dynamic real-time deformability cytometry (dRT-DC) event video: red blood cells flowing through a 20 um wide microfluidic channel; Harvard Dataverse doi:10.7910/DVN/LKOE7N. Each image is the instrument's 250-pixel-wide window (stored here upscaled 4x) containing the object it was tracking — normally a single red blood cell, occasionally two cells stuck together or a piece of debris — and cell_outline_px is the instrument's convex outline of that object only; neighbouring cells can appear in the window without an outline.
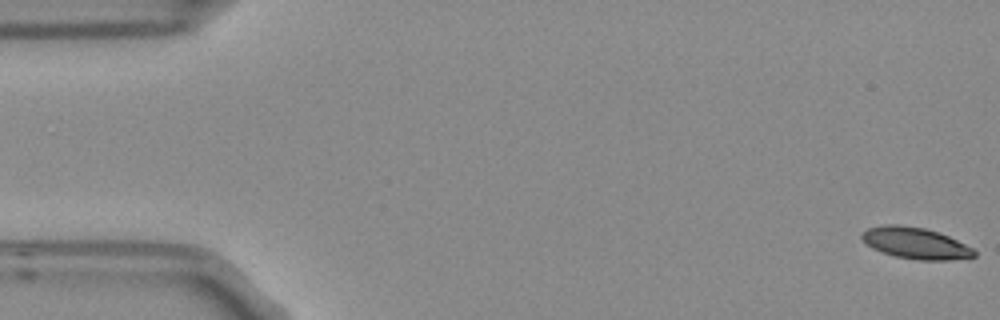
{"species": "Egyptian fruit bat (a non-hibernating species)", "species_latin": "Rousettus aegyptiacus", "temperature_condition": "room temperature", "stored_images_in_passage": 4, "camera_frame_rate_fps": 3000, "um_per_image_px": 0.085, "frame": {"image": 1, "passage_image": 1, "time_ms": 0.0, "image_size_px": [1000, 320], "cell_outline_px": [[976, 256], [968, 260], [920, 260], [896, 256], [872, 248], [860, 236], [868, 228], [888, 224], [896, 224], [924, 228], [948, 236], [972, 248], [976, 252]], "centroid_in_image_um": [77.88, 20.68], "position_along_channel_um": 7.1, "area_um2": 20.35}}
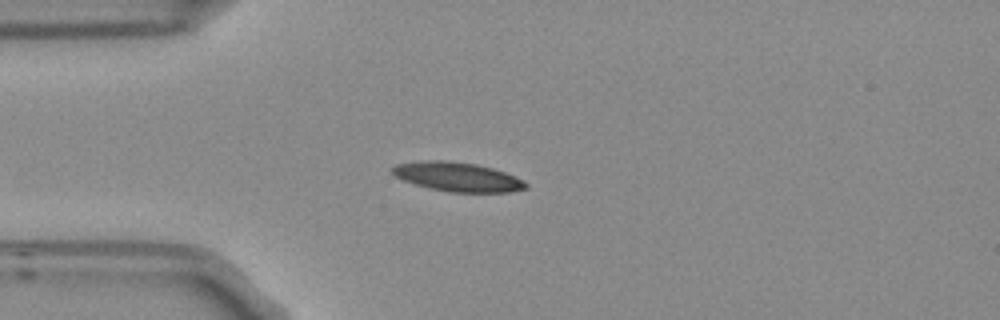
{"frame": {"image": 2, "passage_image": 4, "time_ms": 1.0, "image_size_px": [1000, 320], "cell_outline_px": [[528, 188], [508, 192], [448, 192], [428, 188], [404, 180], [396, 176], [392, 172], [392, 168], [396, 164], [428, 160], [444, 160], [476, 164], [492, 168], [504, 172], [524, 180], [528, 184]], "centroid_in_image_um": [38.91, 15.04], "position_along_channel_um": 46.1, "area_um2": 22.54}}